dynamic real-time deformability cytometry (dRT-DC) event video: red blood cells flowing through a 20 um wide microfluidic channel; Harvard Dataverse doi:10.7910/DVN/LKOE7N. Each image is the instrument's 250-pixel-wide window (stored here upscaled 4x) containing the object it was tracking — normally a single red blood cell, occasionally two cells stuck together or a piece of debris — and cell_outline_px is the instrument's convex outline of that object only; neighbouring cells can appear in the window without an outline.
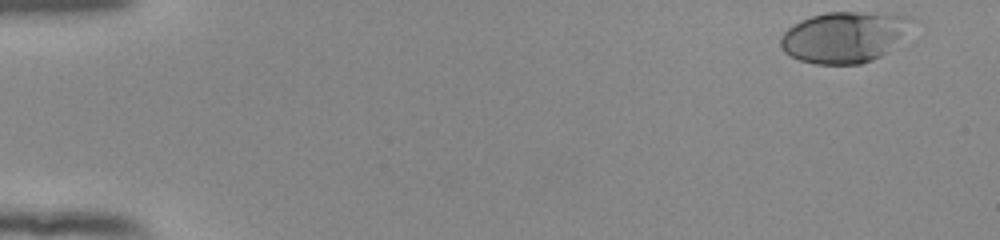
{"species": "human", "species_latin": "Homo sapiens", "temperature_condition": "room temperature", "stored_images_in_passage": 51, "camera_frame_rate_fps": 3000, "um_per_image_px": 0.085, "donor": {"sex": "female"}, "frame": {"image": 1, "passage_image": 1, "time_ms": 0.0, "image_size_px": [1000, 240], "cell_outline_px": [[916, 20], [880, 56], [872, 60], [860, 64], [816, 64], [800, 60], [784, 52], [780, 48], [780, 40], [784, 32], [788, 28], [800, 20], [812, 16], [828, 12], [892, 12], [912, 16]], "centroid_in_image_um": [71.74, 3.12], "position_along_channel_um": 13.3, "area_um2": 38.78}}
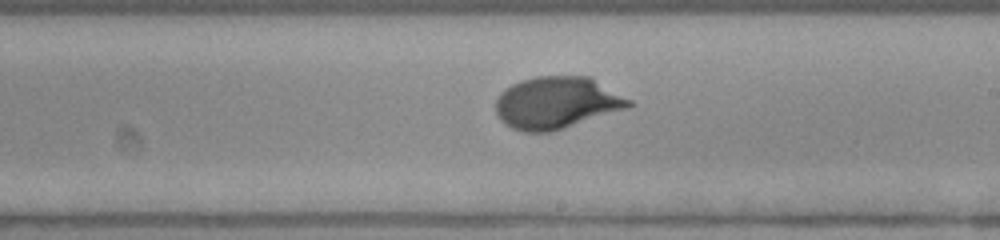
{"frame": {"image": 2, "passage_image": 30, "time_ms": 9.667, "image_size_px": [1000, 240], "cell_outline_px": [[636, 104], [628, 108], [552, 132], [524, 132], [512, 128], [504, 124], [500, 120], [496, 112], [496, 100], [500, 92], [512, 84], [520, 80], [536, 76], [592, 76], [632, 100]], "centroid_in_image_um": [47.35, 8.73], "position_along_channel_um": 241.7, "area_um2": 40.86}}
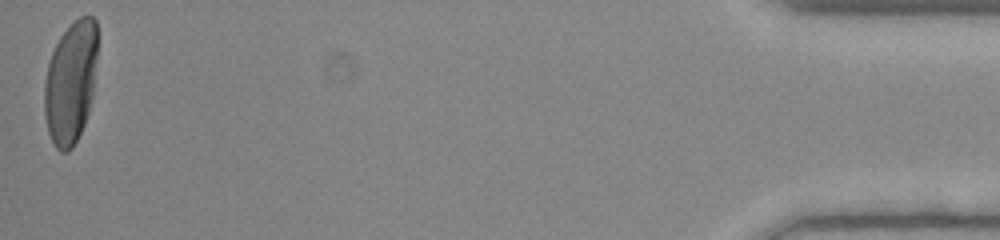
{"frame": {"image": 3, "passage_image": 51, "time_ms": 16.667, "image_size_px": [1000, 240], "cell_outline_px": [[96, 56], [92, 96], [88, 112], [84, 124], [72, 148], [68, 152], [60, 152], [56, 148], [48, 132], [44, 116], [44, 84], [48, 64], [52, 52], [60, 36], [80, 16], [92, 16], [96, 20]], "centroid_in_image_um": [5.98, 7.03], "position_along_channel_um": 429.2, "area_um2": 37.51}, "authors_computed_cell_mechanics": {"area_um2": 38.2636, "velocity_mm_per_s": 3.8869, "shape_relaxation_time_tau1_ms": 2.5872, "shape_relaxation_time_tau2_ms": null, "deformation_change_tau1": 0.177, "deformation_change_tau2": null}}